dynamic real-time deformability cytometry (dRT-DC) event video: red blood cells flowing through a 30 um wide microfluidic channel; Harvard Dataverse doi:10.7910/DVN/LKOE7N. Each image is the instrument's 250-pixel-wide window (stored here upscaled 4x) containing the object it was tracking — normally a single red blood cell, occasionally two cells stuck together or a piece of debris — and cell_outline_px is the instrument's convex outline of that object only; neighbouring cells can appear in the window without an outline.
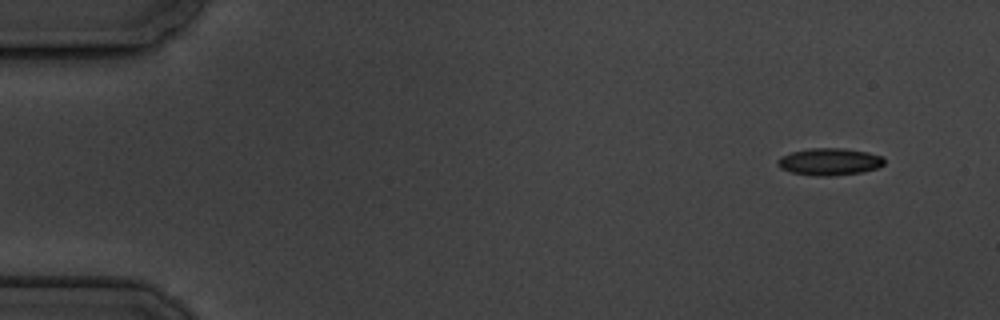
{"species": "common noctule bat (a hibernating species)", "species_latin": "Nyctalus noctula", "temperature_condition": "cold", "stored_images_in_passage": 8, "camera_frame_rate_fps": 3000, "um_per_image_px": 0.085, "animal": {"sex": "male", "body_mass_g": 19.5, "forearm_length_mm": 54.6}, "frame": {"image": 1, "passage_image": 1, "time_ms": 0.0, "image_size_px": [1000, 320], "cell_outline_px": [[884, 164], [876, 168], [864, 172], [832, 176], [812, 176], [792, 172], [780, 168], [776, 164], [776, 160], [780, 156], [792, 152], [808, 148], [844, 148], [868, 152], [884, 156]], "centroid_in_image_um": [70.5, 13.74], "position_along_channel_um": 14.5, "area_um2": 17.11}}
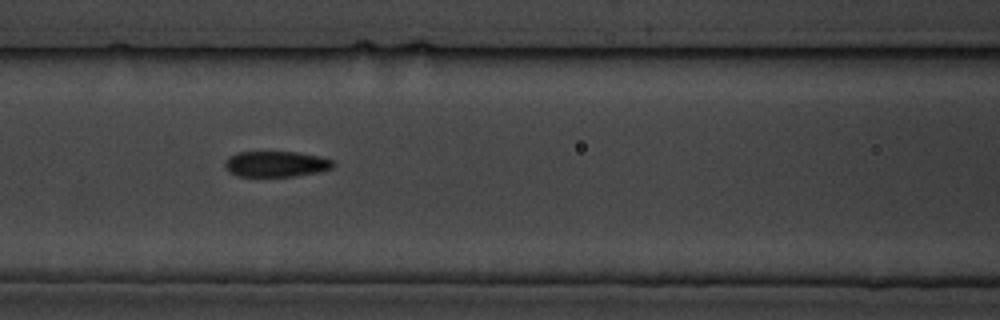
{"frame": {"image": 2, "passage_image": 7, "time_ms": 7.0, "image_size_px": [1000, 320], "cell_outline_px": [[336, 164], [332, 168], [320, 172], [296, 176], [236, 176], [228, 172], [224, 164], [228, 156], [236, 152], [296, 152], [320, 156], [332, 160]], "centroid_in_image_um": [23.46, 13.94], "position_along_channel_um": 143.1, "area_um2": 16.42}}
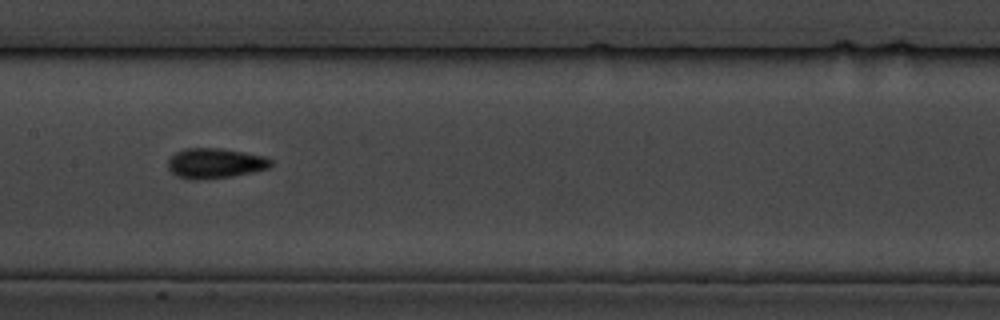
{"frame": {"image": 3, "passage_image": 8, "time_ms": 8.333, "image_size_px": [1000, 320], "cell_outline_px": [[272, 164], [268, 168], [252, 172], [232, 176], [196, 180], [176, 176], [168, 168], [168, 160], [176, 152], [184, 148], [220, 148], [244, 152], [264, 156], [272, 160]], "centroid_in_image_um": [18.27, 13.87], "position_along_channel_um": 189.1, "area_um2": 17.98}}